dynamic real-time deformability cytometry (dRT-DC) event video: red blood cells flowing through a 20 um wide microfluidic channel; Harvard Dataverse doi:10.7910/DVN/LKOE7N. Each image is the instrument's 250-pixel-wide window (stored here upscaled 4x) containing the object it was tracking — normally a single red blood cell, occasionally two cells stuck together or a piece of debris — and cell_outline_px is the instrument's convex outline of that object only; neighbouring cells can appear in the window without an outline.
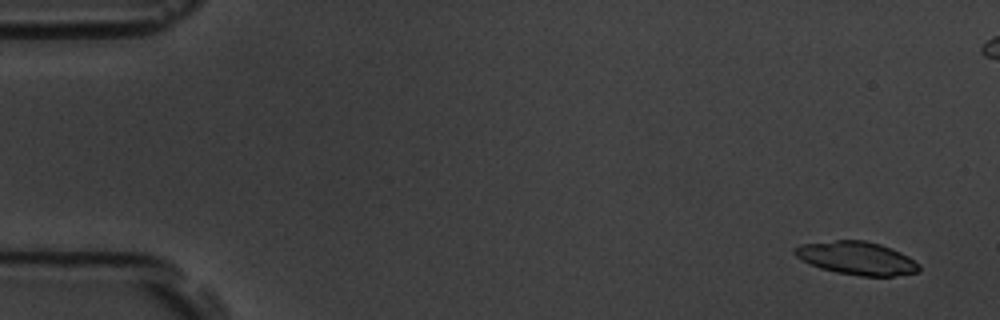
{"species": "common noctule bat (a hibernating species)", "species_latin": "Nyctalus noctula", "temperature_condition": "room temperature", "stored_images_in_passage": 6, "camera_frame_rate_fps": 3000, "um_per_image_px": 0.085, "animal": {"sex": "male", "body_mass_g": 19.5, "forearm_length_mm": 54.6}, "frame": {"image": 1, "passage_image": 1, "time_ms": 0.0, "image_size_px": [1000, 320], "cell_outline_px": [[920, 272], [892, 276], [860, 276], [836, 272], [820, 268], [796, 256], [792, 252], [800, 244], [836, 240], [864, 240], [880, 244], [900, 252], [908, 256], [920, 264]], "centroid_in_image_um": [72.86, 21.94], "position_along_channel_um": 12.1, "area_um2": 23.87}}